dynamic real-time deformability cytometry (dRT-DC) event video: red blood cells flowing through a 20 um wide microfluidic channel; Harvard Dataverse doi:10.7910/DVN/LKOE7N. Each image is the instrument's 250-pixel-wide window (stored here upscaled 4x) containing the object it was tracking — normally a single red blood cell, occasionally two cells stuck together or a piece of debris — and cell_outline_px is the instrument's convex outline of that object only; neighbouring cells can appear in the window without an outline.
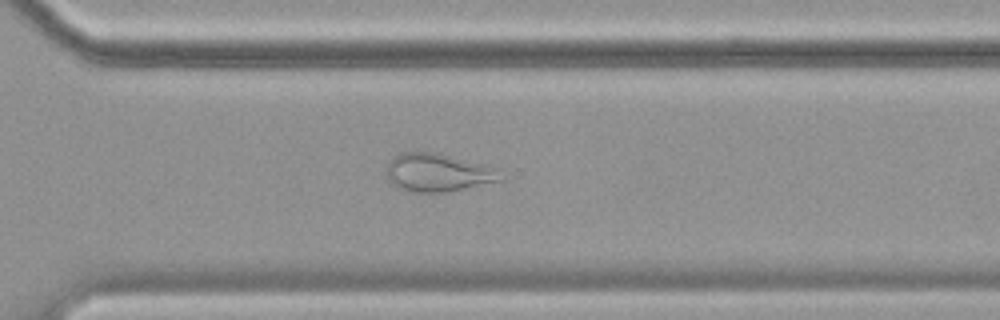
{"species": "common noctule bat (a hibernating species)", "species_latin": "Nyctalus noctula", "temperature_condition": "cold", "stored_images_in_passage": 48, "camera_frame_rate_fps": 3000, "um_per_image_px": 0.085, "animal": {"sex": "female", "body_mass_g": 19.9}, "frame": {"image": 1, "passage_image": 32, "time_ms": 10.333, "image_size_px": [1000, 320], "cell_outline_px": [[504, 180], [448, 192], [408, 192], [396, 188], [388, 180], [388, 160], [392, 156], [400, 152], [436, 152], [484, 164], [492, 168]], "centroid_in_image_um": [37.15, 14.67], "position_along_channel_um": 333.4, "area_um2": 25.37}}
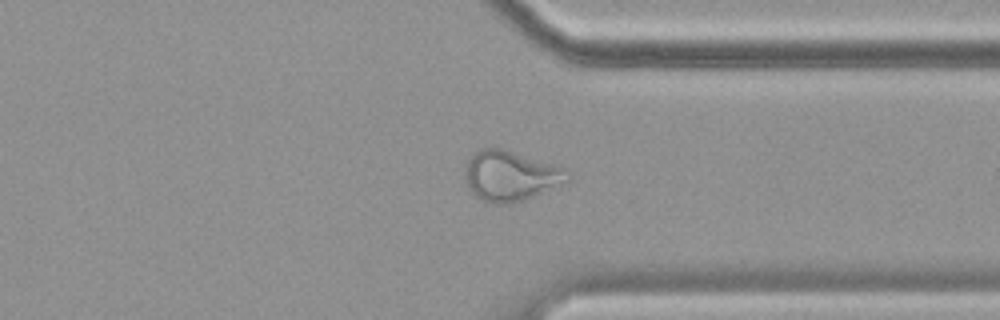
{"frame": {"image": 2, "passage_image": 35, "time_ms": 11.333, "image_size_px": [1000, 320], "cell_outline_px": [[572, 180], [524, 200], [512, 204], [492, 204], [476, 196], [468, 188], [464, 172], [468, 160], [472, 152], [484, 148], [504, 148], [564, 168]], "centroid_in_image_um": [43.38, 14.95], "position_along_channel_um": 368.0, "area_um2": 30.06}}
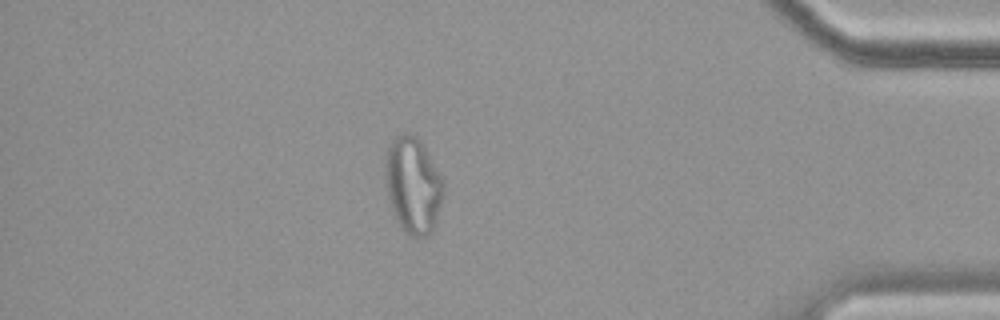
{"frame": {"image": 3, "passage_image": 41, "time_ms": 13.333, "image_size_px": [1000, 320], "cell_outline_px": [[444, 192], [436, 220], [432, 232], [428, 236], [412, 236], [404, 232], [400, 228], [388, 200], [384, 176], [384, 164], [388, 148], [392, 140], [396, 136], [404, 132], [408, 132], [416, 136], [420, 140], [444, 180]], "centroid_in_image_um": [35.09, 15.74], "position_along_channel_um": 400.1, "area_um2": 32.95}, "authors_computed_cell_mechanics": {"area_um2": 28.9867, "velocity_mm_per_s": 3.5167, "shape_relaxation_time_tau1_ms": null, "shape_relaxation_time_tau2_ms": 1.486, "deformation_change_tau1": null, "deformation_change_tau2": 0.0907}}